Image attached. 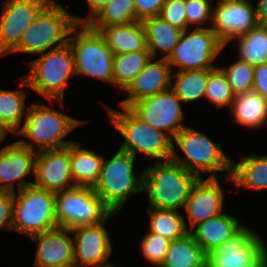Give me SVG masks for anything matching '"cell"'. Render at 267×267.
Segmentation results:
<instances>
[{
    "label": "cell",
    "mask_w": 267,
    "mask_h": 267,
    "mask_svg": "<svg viewBox=\"0 0 267 267\" xmlns=\"http://www.w3.org/2000/svg\"><path fill=\"white\" fill-rule=\"evenodd\" d=\"M24 89L0 88V131L7 137L15 134L23 125L28 106Z\"/></svg>",
    "instance_id": "cell-28"
},
{
    "label": "cell",
    "mask_w": 267,
    "mask_h": 267,
    "mask_svg": "<svg viewBox=\"0 0 267 267\" xmlns=\"http://www.w3.org/2000/svg\"><path fill=\"white\" fill-rule=\"evenodd\" d=\"M33 185L58 193L75 187L70 162V145L37 152Z\"/></svg>",
    "instance_id": "cell-18"
},
{
    "label": "cell",
    "mask_w": 267,
    "mask_h": 267,
    "mask_svg": "<svg viewBox=\"0 0 267 267\" xmlns=\"http://www.w3.org/2000/svg\"><path fill=\"white\" fill-rule=\"evenodd\" d=\"M207 254L188 232L170 241L161 267H206Z\"/></svg>",
    "instance_id": "cell-29"
},
{
    "label": "cell",
    "mask_w": 267,
    "mask_h": 267,
    "mask_svg": "<svg viewBox=\"0 0 267 267\" xmlns=\"http://www.w3.org/2000/svg\"><path fill=\"white\" fill-rule=\"evenodd\" d=\"M185 0H166L159 17L181 30H187Z\"/></svg>",
    "instance_id": "cell-39"
},
{
    "label": "cell",
    "mask_w": 267,
    "mask_h": 267,
    "mask_svg": "<svg viewBox=\"0 0 267 267\" xmlns=\"http://www.w3.org/2000/svg\"><path fill=\"white\" fill-rule=\"evenodd\" d=\"M255 0H226L214 3L211 29L227 47L234 38L257 25Z\"/></svg>",
    "instance_id": "cell-16"
},
{
    "label": "cell",
    "mask_w": 267,
    "mask_h": 267,
    "mask_svg": "<svg viewBox=\"0 0 267 267\" xmlns=\"http://www.w3.org/2000/svg\"><path fill=\"white\" fill-rule=\"evenodd\" d=\"M68 43L74 55L76 77H88L113 87L114 53L98 31L87 24H77Z\"/></svg>",
    "instance_id": "cell-8"
},
{
    "label": "cell",
    "mask_w": 267,
    "mask_h": 267,
    "mask_svg": "<svg viewBox=\"0 0 267 267\" xmlns=\"http://www.w3.org/2000/svg\"><path fill=\"white\" fill-rule=\"evenodd\" d=\"M169 244V239L147 230L144 236L141 237V241L138 245H140V253L142 257L147 260V263L156 267H161L165 260Z\"/></svg>",
    "instance_id": "cell-37"
},
{
    "label": "cell",
    "mask_w": 267,
    "mask_h": 267,
    "mask_svg": "<svg viewBox=\"0 0 267 267\" xmlns=\"http://www.w3.org/2000/svg\"><path fill=\"white\" fill-rule=\"evenodd\" d=\"M213 3H217V2H222V1H226V0H211Z\"/></svg>",
    "instance_id": "cell-47"
},
{
    "label": "cell",
    "mask_w": 267,
    "mask_h": 267,
    "mask_svg": "<svg viewBox=\"0 0 267 267\" xmlns=\"http://www.w3.org/2000/svg\"><path fill=\"white\" fill-rule=\"evenodd\" d=\"M36 155V151L17 140L0 143V192L15 193L33 185V180L29 182L27 178L34 177Z\"/></svg>",
    "instance_id": "cell-17"
},
{
    "label": "cell",
    "mask_w": 267,
    "mask_h": 267,
    "mask_svg": "<svg viewBox=\"0 0 267 267\" xmlns=\"http://www.w3.org/2000/svg\"><path fill=\"white\" fill-rule=\"evenodd\" d=\"M142 23L146 31L147 48L152 58H159L162 55L161 58L167 59L177 45L183 30L159 16L144 19Z\"/></svg>",
    "instance_id": "cell-27"
},
{
    "label": "cell",
    "mask_w": 267,
    "mask_h": 267,
    "mask_svg": "<svg viewBox=\"0 0 267 267\" xmlns=\"http://www.w3.org/2000/svg\"><path fill=\"white\" fill-rule=\"evenodd\" d=\"M143 170L142 193H146L147 208L181 212L199 179L173 160L152 162Z\"/></svg>",
    "instance_id": "cell-4"
},
{
    "label": "cell",
    "mask_w": 267,
    "mask_h": 267,
    "mask_svg": "<svg viewBox=\"0 0 267 267\" xmlns=\"http://www.w3.org/2000/svg\"><path fill=\"white\" fill-rule=\"evenodd\" d=\"M77 25L73 14L56 0H51L23 33L18 45L9 53L38 55L62 47L69 42Z\"/></svg>",
    "instance_id": "cell-7"
},
{
    "label": "cell",
    "mask_w": 267,
    "mask_h": 267,
    "mask_svg": "<svg viewBox=\"0 0 267 267\" xmlns=\"http://www.w3.org/2000/svg\"><path fill=\"white\" fill-rule=\"evenodd\" d=\"M111 213L92 187L75 186L56 193L55 221L60 227L98 224Z\"/></svg>",
    "instance_id": "cell-11"
},
{
    "label": "cell",
    "mask_w": 267,
    "mask_h": 267,
    "mask_svg": "<svg viewBox=\"0 0 267 267\" xmlns=\"http://www.w3.org/2000/svg\"><path fill=\"white\" fill-rule=\"evenodd\" d=\"M104 156L79 141L70 144V162L75 186L94 187L100 177Z\"/></svg>",
    "instance_id": "cell-25"
},
{
    "label": "cell",
    "mask_w": 267,
    "mask_h": 267,
    "mask_svg": "<svg viewBox=\"0 0 267 267\" xmlns=\"http://www.w3.org/2000/svg\"><path fill=\"white\" fill-rule=\"evenodd\" d=\"M218 178H199L193 185L183 214L188 231L225 209V190ZM189 225V226H188Z\"/></svg>",
    "instance_id": "cell-19"
},
{
    "label": "cell",
    "mask_w": 267,
    "mask_h": 267,
    "mask_svg": "<svg viewBox=\"0 0 267 267\" xmlns=\"http://www.w3.org/2000/svg\"><path fill=\"white\" fill-rule=\"evenodd\" d=\"M228 112L242 128L259 130L267 125V99L253 90L235 96Z\"/></svg>",
    "instance_id": "cell-23"
},
{
    "label": "cell",
    "mask_w": 267,
    "mask_h": 267,
    "mask_svg": "<svg viewBox=\"0 0 267 267\" xmlns=\"http://www.w3.org/2000/svg\"><path fill=\"white\" fill-rule=\"evenodd\" d=\"M183 103L171 90L134 102L129 109L148 125L173 139L185 126Z\"/></svg>",
    "instance_id": "cell-13"
},
{
    "label": "cell",
    "mask_w": 267,
    "mask_h": 267,
    "mask_svg": "<svg viewBox=\"0 0 267 267\" xmlns=\"http://www.w3.org/2000/svg\"><path fill=\"white\" fill-rule=\"evenodd\" d=\"M252 227L245 225L231 239L207 253L206 267H267V242Z\"/></svg>",
    "instance_id": "cell-12"
},
{
    "label": "cell",
    "mask_w": 267,
    "mask_h": 267,
    "mask_svg": "<svg viewBox=\"0 0 267 267\" xmlns=\"http://www.w3.org/2000/svg\"><path fill=\"white\" fill-rule=\"evenodd\" d=\"M116 214L112 212L98 224L70 229L74 243V263L77 267H99L111 263L109 259L115 248L106 227Z\"/></svg>",
    "instance_id": "cell-14"
},
{
    "label": "cell",
    "mask_w": 267,
    "mask_h": 267,
    "mask_svg": "<svg viewBox=\"0 0 267 267\" xmlns=\"http://www.w3.org/2000/svg\"><path fill=\"white\" fill-rule=\"evenodd\" d=\"M99 267H121V266H117L116 264H113V262L107 264V265H104V266H99Z\"/></svg>",
    "instance_id": "cell-46"
},
{
    "label": "cell",
    "mask_w": 267,
    "mask_h": 267,
    "mask_svg": "<svg viewBox=\"0 0 267 267\" xmlns=\"http://www.w3.org/2000/svg\"><path fill=\"white\" fill-rule=\"evenodd\" d=\"M235 55L250 65L267 63V27L256 25L245 34L234 38Z\"/></svg>",
    "instance_id": "cell-31"
},
{
    "label": "cell",
    "mask_w": 267,
    "mask_h": 267,
    "mask_svg": "<svg viewBox=\"0 0 267 267\" xmlns=\"http://www.w3.org/2000/svg\"><path fill=\"white\" fill-rule=\"evenodd\" d=\"M214 3L211 0H185L187 26L211 28Z\"/></svg>",
    "instance_id": "cell-38"
},
{
    "label": "cell",
    "mask_w": 267,
    "mask_h": 267,
    "mask_svg": "<svg viewBox=\"0 0 267 267\" xmlns=\"http://www.w3.org/2000/svg\"><path fill=\"white\" fill-rule=\"evenodd\" d=\"M252 90L267 99V63L254 66Z\"/></svg>",
    "instance_id": "cell-42"
},
{
    "label": "cell",
    "mask_w": 267,
    "mask_h": 267,
    "mask_svg": "<svg viewBox=\"0 0 267 267\" xmlns=\"http://www.w3.org/2000/svg\"><path fill=\"white\" fill-rule=\"evenodd\" d=\"M151 58L152 56L149 50L115 54L113 64V88L117 91H124Z\"/></svg>",
    "instance_id": "cell-32"
},
{
    "label": "cell",
    "mask_w": 267,
    "mask_h": 267,
    "mask_svg": "<svg viewBox=\"0 0 267 267\" xmlns=\"http://www.w3.org/2000/svg\"><path fill=\"white\" fill-rule=\"evenodd\" d=\"M56 194L34 185L14 193L12 231L31 237L54 228Z\"/></svg>",
    "instance_id": "cell-10"
},
{
    "label": "cell",
    "mask_w": 267,
    "mask_h": 267,
    "mask_svg": "<svg viewBox=\"0 0 267 267\" xmlns=\"http://www.w3.org/2000/svg\"><path fill=\"white\" fill-rule=\"evenodd\" d=\"M232 185L235 189L260 191L267 189V155L255 152L243 155L239 161L232 160Z\"/></svg>",
    "instance_id": "cell-24"
},
{
    "label": "cell",
    "mask_w": 267,
    "mask_h": 267,
    "mask_svg": "<svg viewBox=\"0 0 267 267\" xmlns=\"http://www.w3.org/2000/svg\"><path fill=\"white\" fill-rule=\"evenodd\" d=\"M135 159L119 148L108 160L104 157L93 190L113 213H120L131 197L142 193L144 170L135 171Z\"/></svg>",
    "instance_id": "cell-6"
},
{
    "label": "cell",
    "mask_w": 267,
    "mask_h": 267,
    "mask_svg": "<svg viewBox=\"0 0 267 267\" xmlns=\"http://www.w3.org/2000/svg\"><path fill=\"white\" fill-rule=\"evenodd\" d=\"M51 0H5L0 15V58L20 42L23 33Z\"/></svg>",
    "instance_id": "cell-15"
},
{
    "label": "cell",
    "mask_w": 267,
    "mask_h": 267,
    "mask_svg": "<svg viewBox=\"0 0 267 267\" xmlns=\"http://www.w3.org/2000/svg\"><path fill=\"white\" fill-rule=\"evenodd\" d=\"M225 73L229 86L235 96L252 91L254 83V66L238 57L230 64L218 65Z\"/></svg>",
    "instance_id": "cell-36"
},
{
    "label": "cell",
    "mask_w": 267,
    "mask_h": 267,
    "mask_svg": "<svg viewBox=\"0 0 267 267\" xmlns=\"http://www.w3.org/2000/svg\"><path fill=\"white\" fill-rule=\"evenodd\" d=\"M106 110L109 123L122 136L119 149L129 152L135 158L142 155L153 162L171 160L172 139L137 117L129 108L119 106L121 111L102 104Z\"/></svg>",
    "instance_id": "cell-3"
},
{
    "label": "cell",
    "mask_w": 267,
    "mask_h": 267,
    "mask_svg": "<svg viewBox=\"0 0 267 267\" xmlns=\"http://www.w3.org/2000/svg\"><path fill=\"white\" fill-rule=\"evenodd\" d=\"M245 225L225 211L194 226L189 233L207 254L236 235Z\"/></svg>",
    "instance_id": "cell-22"
},
{
    "label": "cell",
    "mask_w": 267,
    "mask_h": 267,
    "mask_svg": "<svg viewBox=\"0 0 267 267\" xmlns=\"http://www.w3.org/2000/svg\"><path fill=\"white\" fill-rule=\"evenodd\" d=\"M99 33L114 55L148 50L146 31L142 21L104 27Z\"/></svg>",
    "instance_id": "cell-26"
},
{
    "label": "cell",
    "mask_w": 267,
    "mask_h": 267,
    "mask_svg": "<svg viewBox=\"0 0 267 267\" xmlns=\"http://www.w3.org/2000/svg\"><path fill=\"white\" fill-rule=\"evenodd\" d=\"M171 74L172 71L167 59L151 58L123 91L126 96L125 99L119 101L118 106L129 108L134 102L169 90Z\"/></svg>",
    "instance_id": "cell-21"
},
{
    "label": "cell",
    "mask_w": 267,
    "mask_h": 267,
    "mask_svg": "<svg viewBox=\"0 0 267 267\" xmlns=\"http://www.w3.org/2000/svg\"><path fill=\"white\" fill-rule=\"evenodd\" d=\"M89 14L87 16H77L73 14L77 24H86L98 11H100L110 0H85Z\"/></svg>",
    "instance_id": "cell-43"
},
{
    "label": "cell",
    "mask_w": 267,
    "mask_h": 267,
    "mask_svg": "<svg viewBox=\"0 0 267 267\" xmlns=\"http://www.w3.org/2000/svg\"><path fill=\"white\" fill-rule=\"evenodd\" d=\"M149 217L147 230L169 239L170 241L185 236L189 231L185 225L183 213L176 210L146 208Z\"/></svg>",
    "instance_id": "cell-33"
},
{
    "label": "cell",
    "mask_w": 267,
    "mask_h": 267,
    "mask_svg": "<svg viewBox=\"0 0 267 267\" xmlns=\"http://www.w3.org/2000/svg\"><path fill=\"white\" fill-rule=\"evenodd\" d=\"M135 14L139 21L160 15L166 0H134Z\"/></svg>",
    "instance_id": "cell-41"
},
{
    "label": "cell",
    "mask_w": 267,
    "mask_h": 267,
    "mask_svg": "<svg viewBox=\"0 0 267 267\" xmlns=\"http://www.w3.org/2000/svg\"><path fill=\"white\" fill-rule=\"evenodd\" d=\"M26 62L28 73L20 77V86H27L47 101H65L68 82L76 76L74 55L69 43L38 54Z\"/></svg>",
    "instance_id": "cell-5"
},
{
    "label": "cell",
    "mask_w": 267,
    "mask_h": 267,
    "mask_svg": "<svg viewBox=\"0 0 267 267\" xmlns=\"http://www.w3.org/2000/svg\"><path fill=\"white\" fill-rule=\"evenodd\" d=\"M255 2L257 24L267 27V0H256Z\"/></svg>",
    "instance_id": "cell-44"
},
{
    "label": "cell",
    "mask_w": 267,
    "mask_h": 267,
    "mask_svg": "<svg viewBox=\"0 0 267 267\" xmlns=\"http://www.w3.org/2000/svg\"><path fill=\"white\" fill-rule=\"evenodd\" d=\"M67 267H77L76 265H70V266H67Z\"/></svg>",
    "instance_id": "cell-48"
},
{
    "label": "cell",
    "mask_w": 267,
    "mask_h": 267,
    "mask_svg": "<svg viewBox=\"0 0 267 267\" xmlns=\"http://www.w3.org/2000/svg\"><path fill=\"white\" fill-rule=\"evenodd\" d=\"M134 2V0H110L86 24L99 32L104 27L139 21L136 18Z\"/></svg>",
    "instance_id": "cell-34"
},
{
    "label": "cell",
    "mask_w": 267,
    "mask_h": 267,
    "mask_svg": "<svg viewBox=\"0 0 267 267\" xmlns=\"http://www.w3.org/2000/svg\"><path fill=\"white\" fill-rule=\"evenodd\" d=\"M6 138L8 140L9 137H7L2 131H0V143L3 142Z\"/></svg>",
    "instance_id": "cell-45"
},
{
    "label": "cell",
    "mask_w": 267,
    "mask_h": 267,
    "mask_svg": "<svg viewBox=\"0 0 267 267\" xmlns=\"http://www.w3.org/2000/svg\"><path fill=\"white\" fill-rule=\"evenodd\" d=\"M48 102L51 106L43 102L28 104L23 125L14 134V137H20L17 141L21 145L36 152L67 147L74 140H64V138H67L77 127L88 122L54 108V103L59 104L61 108L64 107V101Z\"/></svg>",
    "instance_id": "cell-1"
},
{
    "label": "cell",
    "mask_w": 267,
    "mask_h": 267,
    "mask_svg": "<svg viewBox=\"0 0 267 267\" xmlns=\"http://www.w3.org/2000/svg\"><path fill=\"white\" fill-rule=\"evenodd\" d=\"M36 244L34 267H67L74 263L71 230L56 226L29 237Z\"/></svg>",
    "instance_id": "cell-20"
},
{
    "label": "cell",
    "mask_w": 267,
    "mask_h": 267,
    "mask_svg": "<svg viewBox=\"0 0 267 267\" xmlns=\"http://www.w3.org/2000/svg\"><path fill=\"white\" fill-rule=\"evenodd\" d=\"M225 48L211 28H189L182 32L167 62L172 72L213 69Z\"/></svg>",
    "instance_id": "cell-9"
},
{
    "label": "cell",
    "mask_w": 267,
    "mask_h": 267,
    "mask_svg": "<svg viewBox=\"0 0 267 267\" xmlns=\"http://www.w3.org/2000/svg\"><path fill=\"white\" fill-rule=\"evenodd\" d=\"M14 193L0 192V231L12 232Z\"/></svg>",
    "instance_id": "cell-40"
},
{
    "label": "cell",
    "mask_w": 267,
    "mask_h": 267,
    "mask_svg": "<svg viewBox=\"0 0 267 267\" xmlns=\"http://www.w3.org/2000/svg\"><path fill=\"white\" fill-rule=\"evenodd\" d=\"M171 160L199 178H219V172H226L225 180L232 183V158L205 132L191 125L172 139Z\"/></svg>",
    "instance_id": "cell-2"
},
{
    "label": "cell",
    "mask_w": 267,
    "mask_h": 267,
    "mask_svg": "<svg viewBox=\"0 0 267 267\" xmlns=\"http://www.w3.org/2000/svg\"><path fill=\"white\" fill-rule=\"evenodd\" d=\"M208 76L209 69L172 72L170 89L183 105L195 103L204 99Z\"/></svg>",
    "instance_id": "cell-30"
},
{
    "label": "cell",
    "mask_w": 267,
    "mask_h": 267,
    "mask_svg": "<svg viewBox=\"0 0 267 267\" xmlns=\"http://www.w3.org/2000/svg\"><path fill=\"white\" fill-rule=\"evenodd\" d=\"M235 98L225 73L217 66L209 69L208 83L204 99L215 109H230Z\"/></svg>",
    "instance_id": "cell-35"
}]
</instances>
